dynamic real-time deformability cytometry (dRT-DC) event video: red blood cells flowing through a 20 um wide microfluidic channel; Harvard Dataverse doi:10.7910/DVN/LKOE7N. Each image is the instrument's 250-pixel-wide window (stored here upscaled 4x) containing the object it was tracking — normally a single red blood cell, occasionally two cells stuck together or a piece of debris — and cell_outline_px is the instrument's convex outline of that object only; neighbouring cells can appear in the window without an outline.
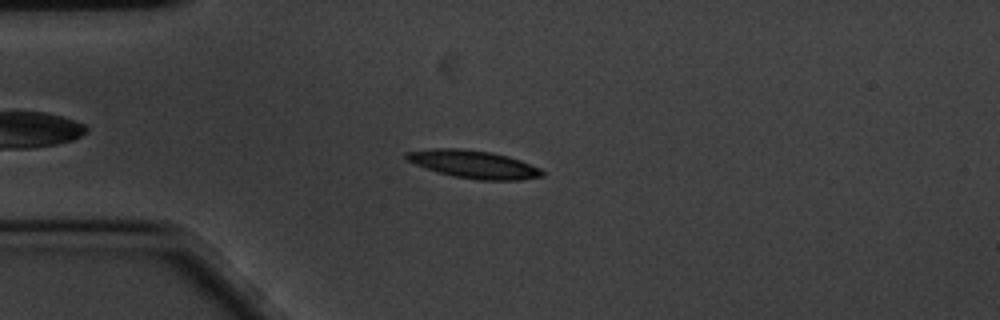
{"species": "common noctule bat (a hibernating species)", "species_latin": "Nyctalus noctula", "temperature_condition": "cold", "stored_images_in_passage": 46, "camera_frame_rate_fps": 3000, "um_per_image_px": 0.085, "animal": {"sex": "male", "body_mass_g": 20.1, "forearm_length_mm": 53.5}, "frame": {"image": 1, "passage_image": 1, "time_ms": 0.0, "image_size_px": [1000, 320], "cell_outline_px": [[544, 176], [520, 180], [480, 180], [452, 176], [416, 164], [408, 160], [404, 156], [404, 152], [432, 148], [460, 148], [492, 152], [508, 156], [520, 160], [540, 168], [544, 172]], "centroid_in_image_um": [40.28, 13.96], "position_along_channel_um": 44.7, "area_um2": 21.96}}
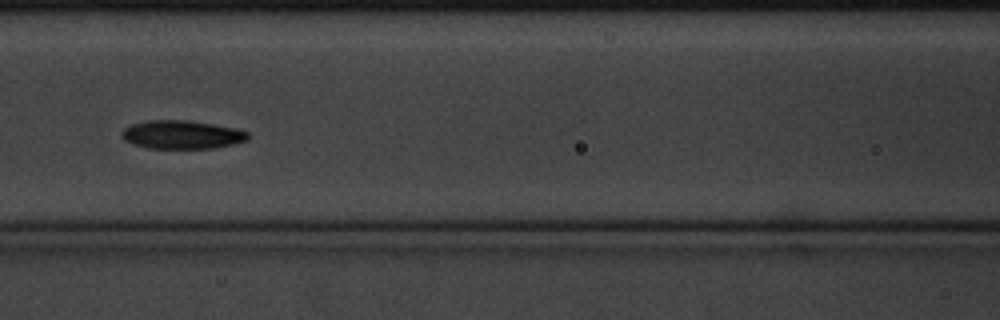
{"frame": {"image": 2, "passage_image": 12, "time_ms": 3.667, "image_size_px": [1000, 320], "cell_outline_px": [[248, 140], [216, 148], [148, 148], [124, 140], [120, 136], [120, 132], [124, 128], [132, 124], [148, 120], [188, 120], [236, 128], [248, 132]], "centroid_in_image_um": [15.45, 11.44], "position_along_channel_um": 151.2, "area_um2": 20.87}}
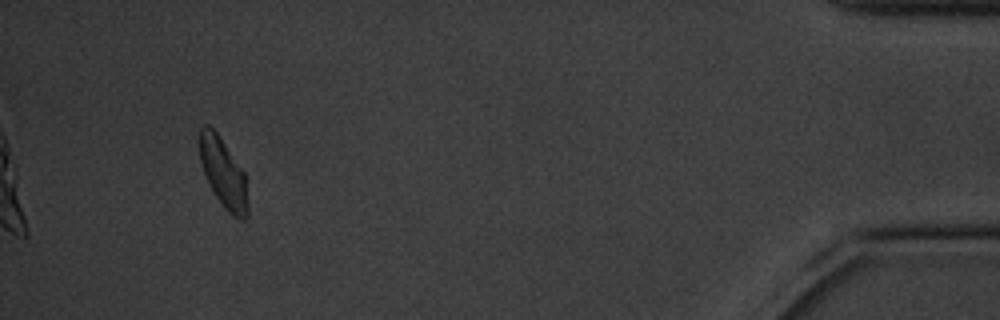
{"frame": {"image": 3, "passage_image": 42, "time_ms": 13.667, "image_size_px": [1000, 320], "cell_outline_px": [[248, 216], [244, 220], [240, 220], [232, 216], [224, 208], [216, 196], [204, 172], [200, 160], [200, 128], [204, 124], [208, 124], [216, 132], [244, 172], [248, 208]], "centroid_in_image_um": [18.99, 14.74], "position_along_channel_um": 416.2, "area_um2": 19.07}, "authors_computed_cell_mechanics": {"area_um2": 20.5479, "velocity_mm_per_s": 3.353, "shape_relaxation_time_tau1_ms": 2.0819, "shape_relaxation_time_tau2_ms": 5.3721, "deformation_change_tau1": 0.1174, "deformation_change_tau2": 0.1137}}